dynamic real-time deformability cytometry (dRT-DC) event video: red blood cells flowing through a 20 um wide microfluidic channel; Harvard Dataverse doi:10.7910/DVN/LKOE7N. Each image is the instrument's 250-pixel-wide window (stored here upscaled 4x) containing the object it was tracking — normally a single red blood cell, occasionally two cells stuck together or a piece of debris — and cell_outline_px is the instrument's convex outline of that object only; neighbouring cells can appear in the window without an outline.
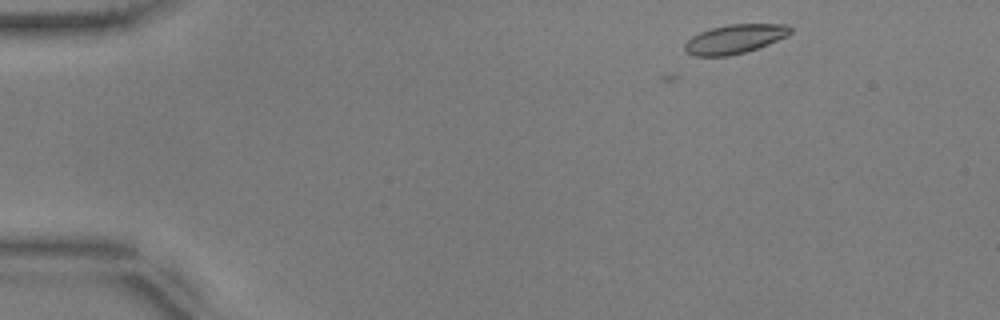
{"species": "common noctule bat (a hibernating species)", "species_latin": "Nyctalus noctula", "temperature_condition": "warm", "stored_images_in_passage": 11, "camera_frame_rate_fps": 3000, "um_per_image_px": 0.085, "animal": {"sex": "male", "body_mass_g": 17.9, "forearm_length_mm": 54.2}, "frame": {"image": 1, "passage_image": 1, "time_ms": 0.0, "image_size_px": [1000, 320], "cell_outline_px": [[792, 32], [788, 36], [768, 44], [744, 52], [728, 56], [696, 56], [688, 52], [684, 48], [684, 44], [692, 36], [700, 32], [712, 28], [728, 24], [788, 24], [792, 28]], "centroid_in_image_um": [62.49, 3.3], "position_along_channel_um": 22.5, "area_um2": 17.8}}